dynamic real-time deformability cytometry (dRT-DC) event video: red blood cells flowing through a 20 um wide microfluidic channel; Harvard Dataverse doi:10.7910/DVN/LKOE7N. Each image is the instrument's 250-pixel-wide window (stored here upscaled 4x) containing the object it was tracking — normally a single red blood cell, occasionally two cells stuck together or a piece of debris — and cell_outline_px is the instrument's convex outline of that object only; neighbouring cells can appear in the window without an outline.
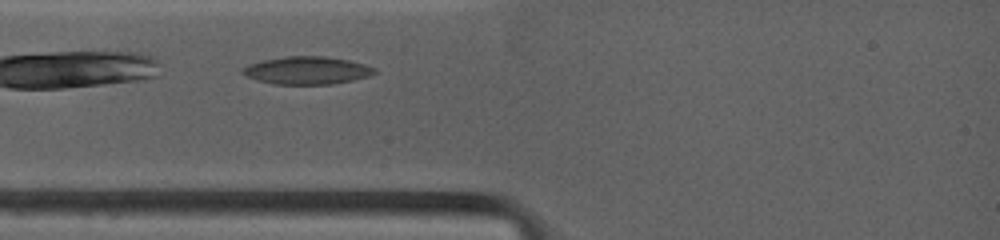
{"species": "common noctule bat (a hibernating species)", "species_latin": "Nyctalus noctula", "temperature_condition": "warm", "stored_images_in_passage": 21, "camera_frame_rate_fps": 4500, "um_per_image_px": 0.085, "animal": {"sex": "female", "body_mass_g": 19.0, "forearm_length_mm": 53.3}, "frame": {"image": 1, "passage_image": 2, "time_ms": 0.444, "image_size_px": [1000, 240], "cell_outline_px": [[376, 72], [372, 76], [332, 84], [272, 84], [256, 80], [240, 72], [240, 68], [248, 64], [264, 60], [284, 56], [324, 56], [348, 60], [364, 64], [376, 68]], "centroid_in_image_um": [26.08, 5.98], "position_along_channel_um": 58.9, "area_um2": 21.44}}
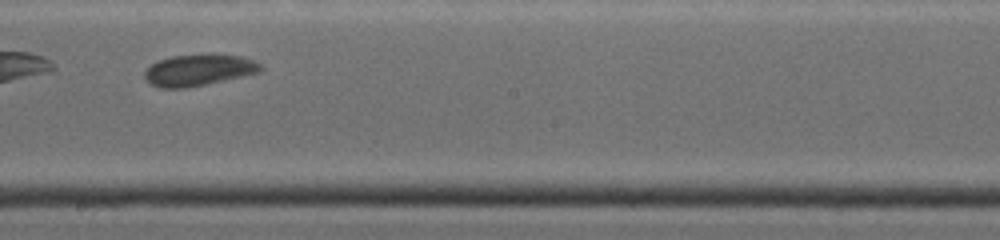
{"frame": {"image": 2, "passage_image": 12, "time_ms": 4.889, "image_size_px": [1000, 240], "cell_outline_px": [[264, 68], [260, 72], [244, 76], [188, 88], [160, 88], [148, 84], [144, 76], [144, 72], [152, 64], [160, 60], [172, 56], [240, 56], [252, 60], [260, 64]], "centroid_in_image_um": [16.86, 6.0], "position_along_channel_um": 231.3, "area_um2": 20.75}}
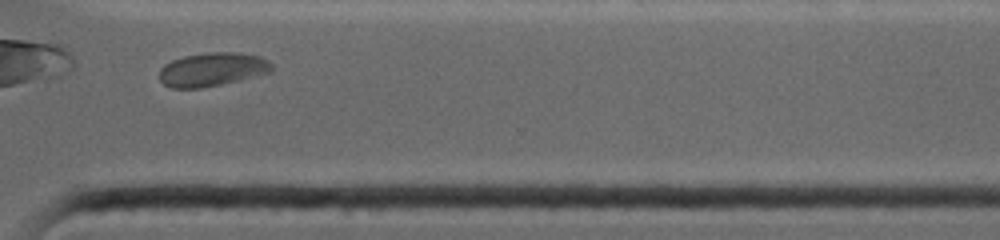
{"frame": {"image": 3, "passage_image": 19, "time_ms": 8.0, "image_size_px": [1000, 240], "cell_outline_px": [[272, 72], [256, 76], [220, 84], [200, 88], [172, 88], [164, 84], [160, 80], [160, 68], [164, 64], [172, 60], [184, 56], [208, 52], [240, 52], [260, 56], [268, 60], [272, 64]], "centroid_in_image_um": [18.05, 5.89], "position_along_channel_um": 352.5, "area_um2": 22.08}, "authors_computed_cell_mechanics": {"area_um2": 21.4438, "velocity_mm_per_s": 3.8774, "shape_relaxation_time_tau1_ms": 8.6997, "shape_relaxation_time_tau2_ms": 2.2731, "deformation_change_tau1": 0.1499, "deformation_change_tau2": 0.0517}}